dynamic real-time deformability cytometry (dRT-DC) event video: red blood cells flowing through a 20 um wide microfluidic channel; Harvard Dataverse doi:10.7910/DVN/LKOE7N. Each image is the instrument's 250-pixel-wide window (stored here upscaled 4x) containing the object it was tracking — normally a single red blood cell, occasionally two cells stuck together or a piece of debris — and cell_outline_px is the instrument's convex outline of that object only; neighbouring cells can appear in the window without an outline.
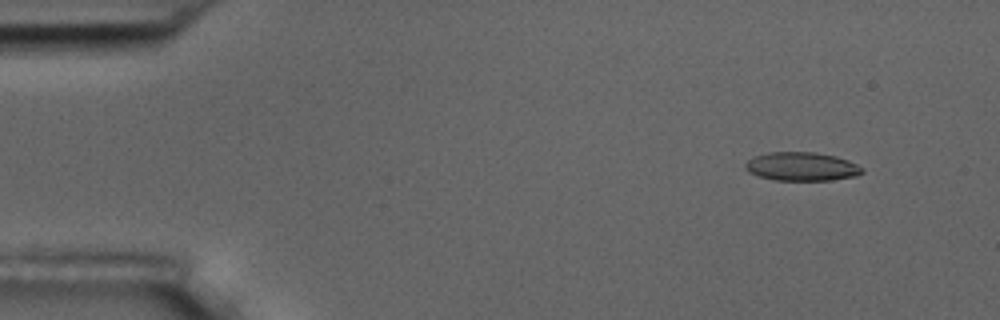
{"species": "common noctule bat (a hibernating species)", "species_latin": "Nyctalus noctula", "temperature_condition": "room temperature", "stored_images_in_passage": 6, "camera_frame_rate_fps": 3000, "um_per_image_px": 0.085, "animal": {"sex": "male", "body_mass_g": 17.5, "forearm_length_mm": 52.3}, "frame": {"image": 1, "passage_image": 2, "time_ms": 1.333, "image_size_px": [1000, 320], "cell_outline_px": [[864, 172], [856, 176], [832, 180], [772, 180], [748, 172], [744, 168], [744, 164], [748, 160], [756, 156], [768, 152], [812, 152], [836, 156], [848, 160], [864, 168]], "centroid_in_image_um": [68.15, 14.16], "position_along_channel_um": 16.9, "area_um2": 19.54}}
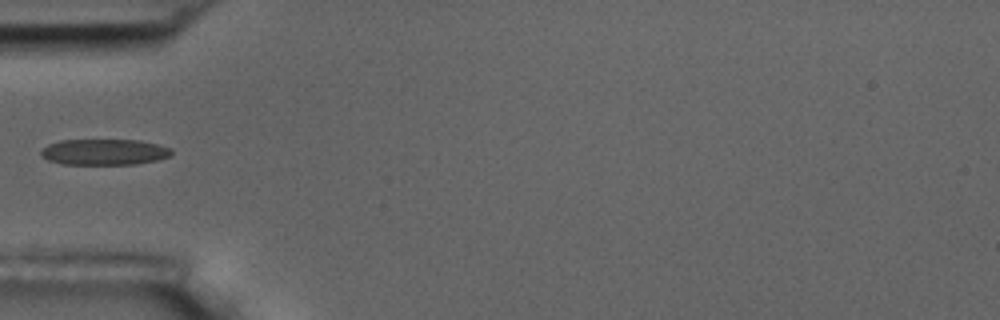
{"frame": {"image": 2, "passage_image": 5, "time_ms": 5.667, "image_size_px": [1000, 320], "cell_outline_px": [[172, 152], [168, 156], [156, 160], [136, 164], [64, 164], [48, 160], [40, 156], [40, 148], [48, 144], [60, 140], [140, 140], [172, 148]], "centroid_in_image_um": [8.81, 12.91], "position_along_channel_um": 76.2, "area_um2": 19.77}}